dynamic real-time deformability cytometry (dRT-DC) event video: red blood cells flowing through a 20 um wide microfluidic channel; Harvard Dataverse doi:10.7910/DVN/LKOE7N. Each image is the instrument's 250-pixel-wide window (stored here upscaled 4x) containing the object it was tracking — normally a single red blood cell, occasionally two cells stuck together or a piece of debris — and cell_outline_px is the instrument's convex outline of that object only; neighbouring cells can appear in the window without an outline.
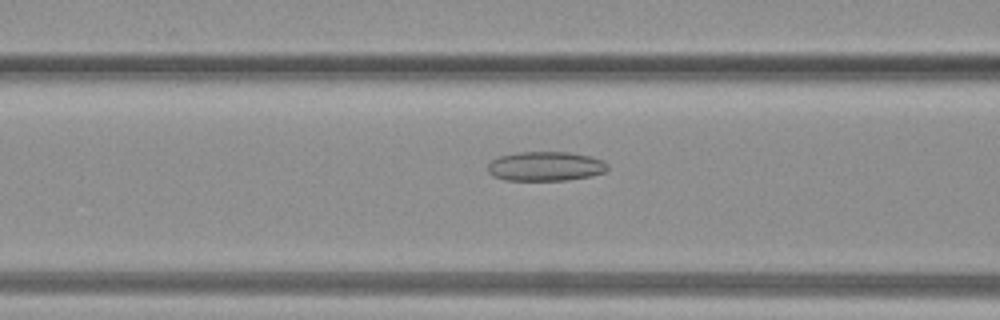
{"species": "common noctule bat (a hibernating species)", "species_latin": "Nyctalus noctula", "temperature_condition": "warm", "stored_images_in_passage": 39, "camera_frame_rate_fps": 3000, "um_per_image_px": 0.085, "animal": {"sex": "female", "body_mass_g": 19.3, "forearm_length_mm": 54.1}, "frame": {"image": 1, "passage_image": 16, "time_ms": 5.0, "image_size_px": [1000, 320], "cell_outline_px": [[608, 168], [604, 172], [588, 176], [568, 180], [504, 180], [492, 176], [488, 172], [488, 164], [492, 160], [500, 156], [520, 152], [568, 152], [588, 156], [604, 160], [608, 164]], "centroid_in_image_um": [46.35, 14.13], "position_along_channel_um": 120.2, "area_um2": 20.46}}
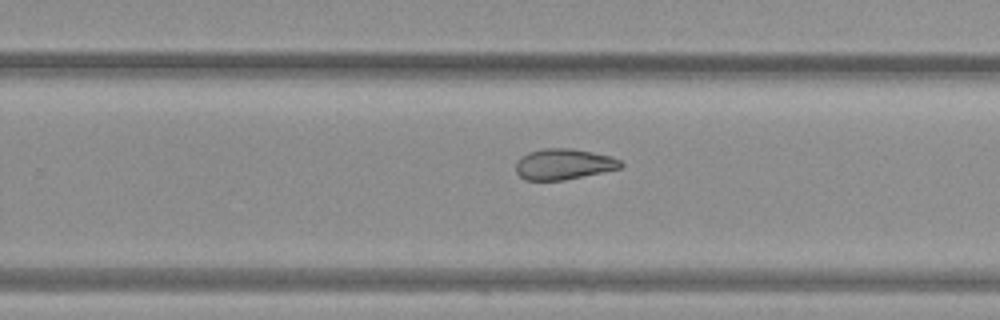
{"frame": {"image": 2, "passage_image": 25, "time_ms": 8.0, "image_size_px": [1000, 320], "cell_outline_px": [[624, 164], [620, 168], [564, 180], [524, 180], [516, 172], [516, 164], [520, 156], [528, 152], [544, 148], [572, 148], [612, 156], [620, 160]], "centroid_in_image_um": [47.89, 13.94], "position_along_channel_um": 281.9, "area_um2": 18.84}}
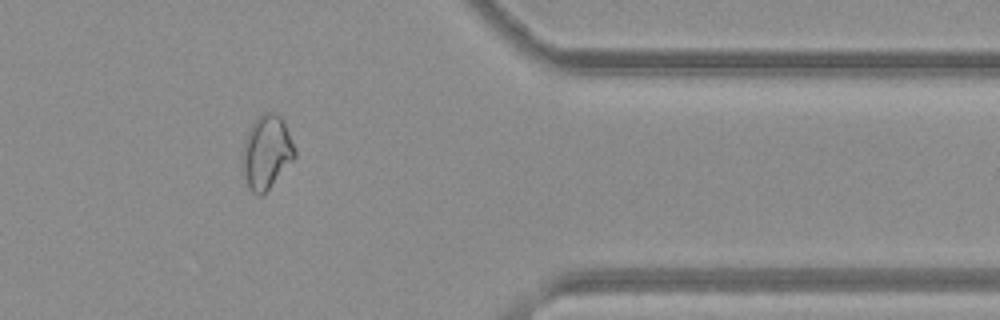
{"frame": {"image": 3, "passage_image": 32, "time_ms": 10.333, "image_size_px": [1000, 320], "cell_outline_px": [[296, 156], [268, 188], [260, 196], [252, 192], [248, 184], [244, 172], [244, 140], [252, 124], [264, 112], [276, 112], [284, 120], [296, 152]], "centroid_in_image_um": [22.69, 12.88], "position_along_channel_um": 388.7, "area_um2": 21.62}}